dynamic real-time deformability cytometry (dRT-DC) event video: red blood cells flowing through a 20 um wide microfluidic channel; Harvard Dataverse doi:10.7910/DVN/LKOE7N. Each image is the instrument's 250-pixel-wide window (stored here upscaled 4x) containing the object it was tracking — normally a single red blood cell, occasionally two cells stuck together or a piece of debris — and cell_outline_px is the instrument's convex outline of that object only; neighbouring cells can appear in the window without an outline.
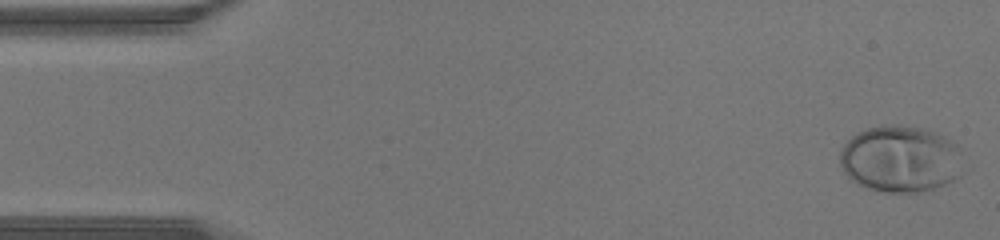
{"species": "human", "species_latin": "Homo sapiens", "temperature_condition": "warm", "stored_images_in_passage": 44, "camera_frame_rate_fps": 3000, "um_per_image_px": 0.085, "donor": {"sex": "male"}, "frame": {"image": 1, "passage_image": 1, "time_ms": 0.0, "image_size_px": [1000, 240], "cell_outline_px": [[964, 172], [956, 180], [932, 188], [916, 192], [884, 192], [868, 188], [856, 184], [844, 172], [840, 164], [840, 152], [844, 144], [856, 132], [868, 128], [884, 124], [896, 124], [920, 128], [944, 136], [956, 144], [960, 148]], "centroid_in_image_um": [76.55, 13.51], "position_along_channel_um": 8.4, "area_um2": 48.26}}
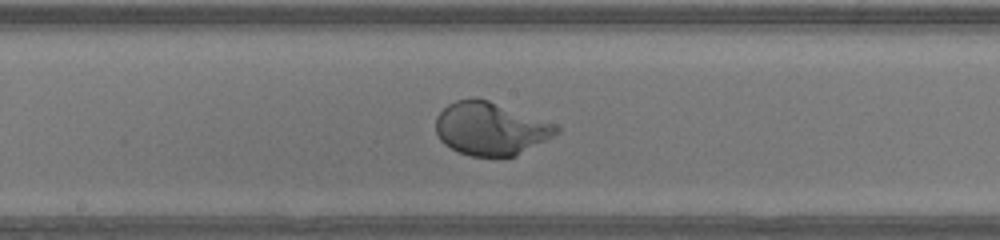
{"frame": {"image": 2, "passage_image": 23, "time_ms": 7.333, "image_size_px": [1000, 240], "cell_outline_px": [[560, 132], [516, 156], [472, 156], [460, 152], [444, 144], [440, 140], [436, 132], [436, 116], [448, 104], [456, 100], [472, 96], [476, 96], [488, 100], [556, 124], [560, 128]], "centroid_in_image_um": [41.68, 10.91], "position_along_channel_um": 206.5, "area_um2": 37.17}}
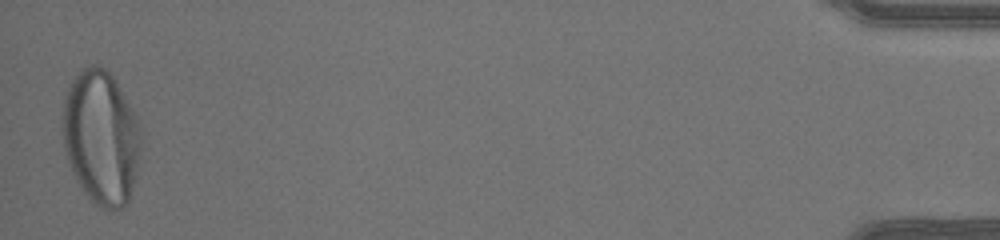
{"frame": {"image": 3, "passage_image": 44, "time_ms": 14.333, "image_size_px": [1000, 240], "cell_outline_px": [[140, 152], [136, 172], [132, 188], [128, 200], [124, 208], [112, 212], [108, 212], [100, 208], [84, 192], [76, 180], [68, 160], [64, 148], [64, 100], [68, 88], [72, 80], [80, 68], [92, 64], [96, 64], [104, 68], [112, 76], [132, 108], [140, 124]], "centroid_in_image_um": [8.6, 11.7], "position_along_channel_um": 426.6, "area_um2": 61.04}}